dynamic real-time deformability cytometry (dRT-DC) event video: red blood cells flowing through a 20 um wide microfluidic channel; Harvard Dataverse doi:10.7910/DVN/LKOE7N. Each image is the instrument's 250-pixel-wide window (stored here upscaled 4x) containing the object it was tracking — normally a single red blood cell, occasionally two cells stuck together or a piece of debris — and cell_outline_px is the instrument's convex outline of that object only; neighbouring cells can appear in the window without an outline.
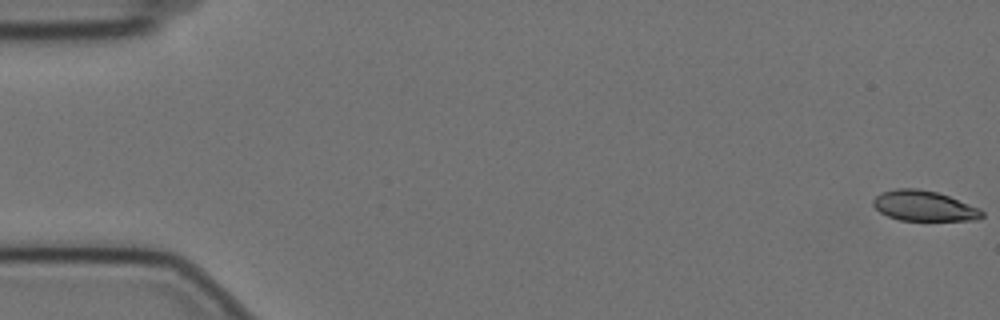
{"species": "Egyptian fruit bat (a non-hibernating species)", "species_latin": "Rousettus aegyptiacus", "temperature_condition": "cold", "stored_images_in_passage": 59, "camera_frame_rate_fps": 3000, "um_per_image_px": 0.085, "animal": {"sex": "female"}, "frame": {"image": 1, "passage_image": 1, "time_ms": 0.0, "image_size_px": [1000, 320], "cell_outline_px": [[984, 216], [976, 220], [900, 220], [888, 216], [880, 212], [872, 204], [872, 200], [880, 192], [896, 188], [916, 188], [936, 192], [948, 196], [980, 208], [984, 212]], "centroid_in_image_um": [78.52, 17.5], "position_along_channel_um": 6.5, "area_um2": 19.19}}
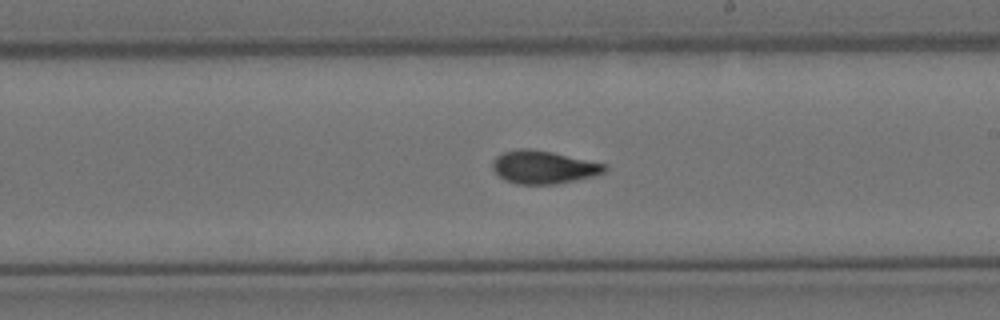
{"frame": {"image": 2, "passage_image": 34, "time_ms": 11.0, "image_size_px": [1000, 320], "cell_outline_px": [[608, 168], [604, 172], [592, 176], [556, 184], [516, 184], [504, 180], [492, 168], [492, 160], [496, 156], [504, 152], [520, 148], [528, 148], [552, 152], [608, 164]], "centroid_in_image_um": [46.19, 14.2], "position_along_channel_um": 242.8, "area_um2": 21.56}}
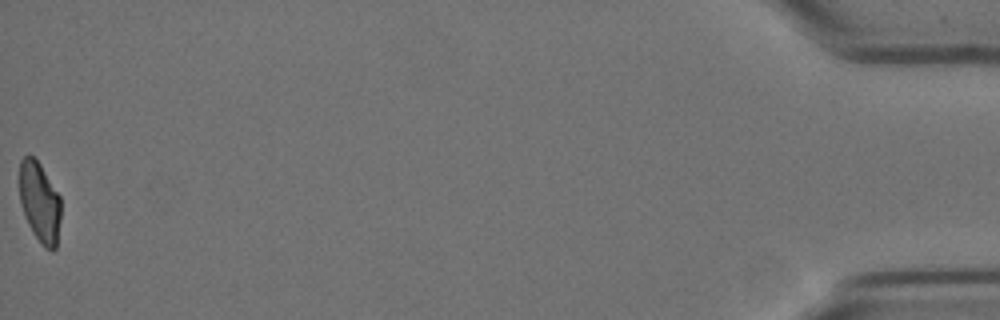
{"frame": {"image": 3, "passage_image": 59, "time_ms": 19.333, "image_size_px": [1000, 320], "cell_outline_px": [[60, 220], [56, 248], [52, 252], [44, 248], [32, 232], [24, 216], [20, 200], [20, 160], [24, 156], [32, 156], [40, 164], [60, 196]], "centroid_in_image_um": [3.38, 17.23], "position_along_channel_um": 431.8, "area_um2": 19.36}, "authors_computed_cell_mechanics": {"area_um2": 20.7502, "velocity_mm_per_s": 3.4657, "shape_relaxation_time_tau1_ms": 5.6773, "shape_relaxation_time_tau2_ms": 1.7217, "deformation_change_tau1": 0.1582, "deformation_change_tau2": 0.0642}}